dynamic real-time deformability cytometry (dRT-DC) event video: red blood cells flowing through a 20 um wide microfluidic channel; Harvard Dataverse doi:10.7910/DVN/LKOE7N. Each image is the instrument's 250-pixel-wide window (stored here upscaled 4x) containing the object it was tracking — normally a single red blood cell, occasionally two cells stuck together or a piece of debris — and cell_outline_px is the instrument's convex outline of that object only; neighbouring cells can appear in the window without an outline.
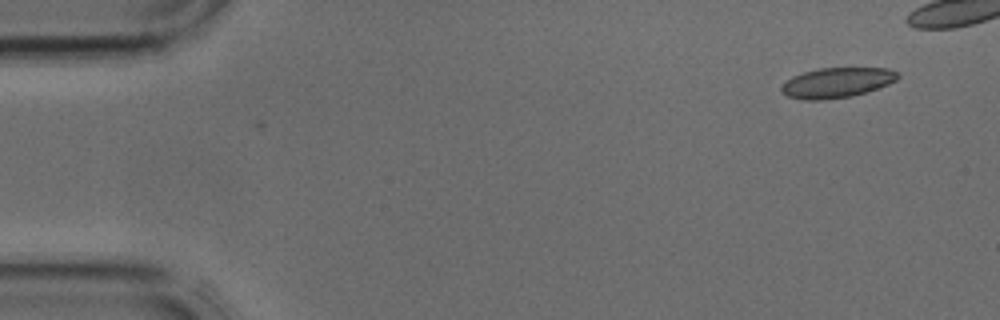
{"species": "common noctule bat (a hibernating species)", "species_latin": "Nyctalus noctula", "temperature_condition": "cold", "stored_images_in_passage": 4, "camera_frame_rate_fps": 3000, "um_per_image_px": 0.085, "animal": {"sex": "male", "body_mass_g": 17.9, "forearm_length_mm": 54.2}, "frame": {"image": 1, "passage_image": 1, "time_ms": 0.0, "image_size_px": [1000, 320], "cell_outline_px": [[900, 76], [896, 80], [880, 88], [868, 92], [852, 96], [820, 100], [804, 100], [788, 96], [780, 88], [792, 76], [804, 72], [820, 68], [888, 68], [896, 72]], "centroid_in_image_um": [71.17, 7.03], "position_along_channel_um": 13.8, "area_um2": 20.29}}